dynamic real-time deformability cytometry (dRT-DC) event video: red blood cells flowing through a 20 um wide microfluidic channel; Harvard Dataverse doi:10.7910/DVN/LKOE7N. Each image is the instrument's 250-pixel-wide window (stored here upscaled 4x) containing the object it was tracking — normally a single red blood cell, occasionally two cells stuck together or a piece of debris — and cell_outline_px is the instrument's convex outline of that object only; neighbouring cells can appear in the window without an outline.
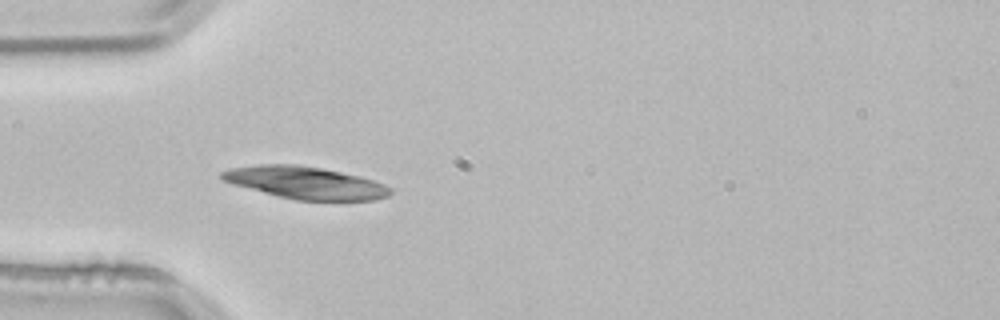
{"species": "common noctule bat (a hibernating species)", "species_latin": "Nyctalus noctula", "temperature_condition": "room temperature", "stored_images_in_passage": 2, "camera_frame_rate_fps": 3000, "um_per_image_px": 0.085, "animal": {"sex": "male", "body_mass_g": 21.5, "forearm_length_mm": 52.0}, "frame": {"image": 1, "passage_image": 2, "time_ms": 0.333, "image_size_px": [1000, 320], "cell_outline_px": [[392, 192], [388, 196], [376, 200], [296, 200], [232, 184], [220, 180], [220, 172], [232, 168], [260, 164], [296, 164], [320, 168], [360, 176], [384, 184], [392, 188]], "centroid_in_image_um": [25.96, 15.53], "position_along_channel_um": 59.0, "area_um2": 31.5}}